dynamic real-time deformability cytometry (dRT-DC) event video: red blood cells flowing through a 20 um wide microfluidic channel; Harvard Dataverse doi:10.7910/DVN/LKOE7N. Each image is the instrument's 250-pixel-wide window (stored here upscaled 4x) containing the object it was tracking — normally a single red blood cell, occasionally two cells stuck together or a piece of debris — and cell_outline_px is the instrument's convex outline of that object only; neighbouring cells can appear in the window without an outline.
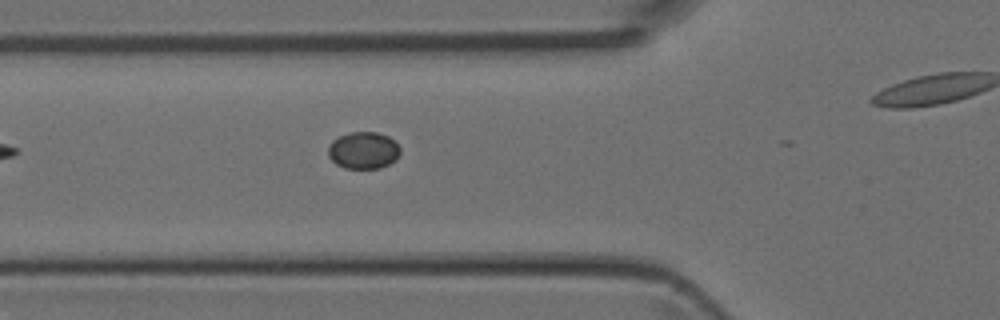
{"species": "Egyptian fruit bat (a non-hibernating species)", "species_latin": "Rousettus aegyptiacus", "temperature_condition": "room temperature", "stored_images_in_passage": 6, "segment_of_instrument_passage": [1, 2], "camera_frame_rate_fps": 3000, "um_per_image_px": 0.085, "animal": {"sex": "female"}, "frame": {"image": 1, "passage_image": 5, "time_ms": 1.333, "image_size_px": [1000, 320], "cell_outline_px": [[400, 152], [396, 160], [380, 168], [344, 168], [336, 164], [328, 156], [328, 144], [332, 140], [340, 136], [352, 132], [376, 132], [388, 136], [400, 148]], "centroid_in_image_um": [30.87, 12.78], "position_along_channel_um": 94.9, "area_um2": 15.49}}